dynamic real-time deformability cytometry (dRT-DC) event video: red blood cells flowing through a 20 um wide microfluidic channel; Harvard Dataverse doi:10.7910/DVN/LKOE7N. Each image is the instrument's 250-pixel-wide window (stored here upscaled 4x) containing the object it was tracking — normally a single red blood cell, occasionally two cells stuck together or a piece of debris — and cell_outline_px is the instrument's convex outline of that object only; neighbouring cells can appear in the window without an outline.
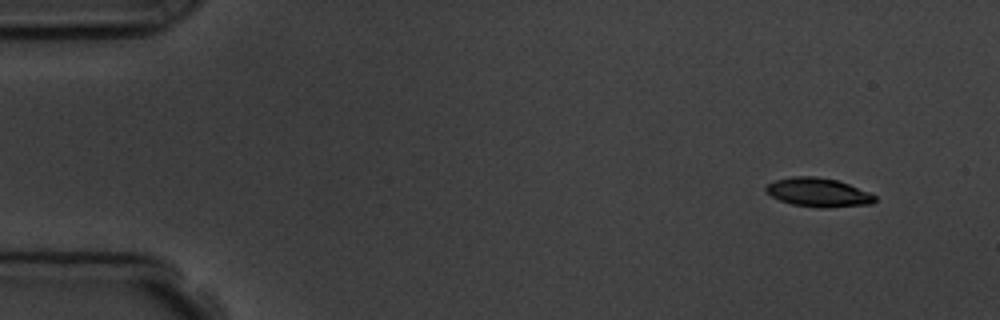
{"species": "common noctule bat (a hibernating species)", "species_latin": "Nyctalus noctula", "temperature_condition": "room temperature", "stored_images_in_passage": 4, "camera_frame_rate_fps": 3000, "um_per_image_px": 0.085, "animal": {"sex": "male", "body_mass_g": 19.5, "forearm_length_mm": 54.6}, "frame": {"image": 1, "passage_image": 1, "time_ms": 0.0, "image_size_px": [1000, 320], "cell_outline_px": [[876, 200], [872, 204], [828, 208], [820, 208], [792, 204], [780, 200], [764, 192], [764, 188], [768, 184], [776, 180], [792, 176], [816, 176], [836, 180], [848, 184], [868, 192], [876, 196]], "centroid_in_image_um": [69.54, 16.36], "position_along_channel_um": 15.5, "area_um2": 18.32}}
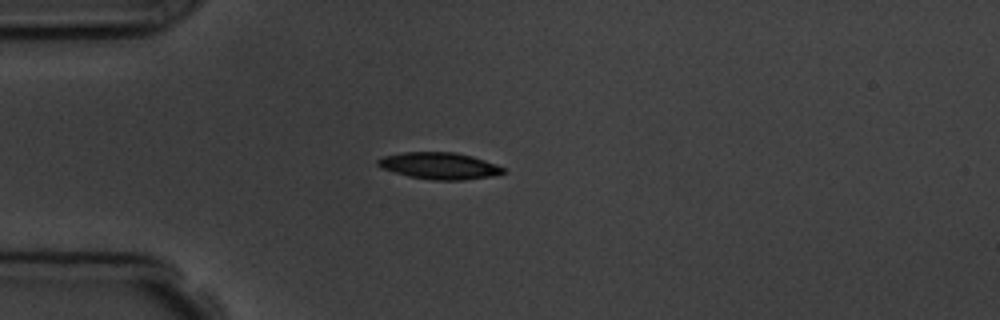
{"frame": {"image": 2, "passage_image": 4, "time_ms": 3.333, "image_size_px": [1000, 320], "cell_outline_px": [[508, 172], [492, 176], [464, 180], [432, 180], [408, 176], [380, 168], [376, 164], [376, 160], [384, 156], [404, 152], [456, 152], [472, 156], [496, 164], [504, 168]], "centroid_in_image_um": [37.35, 14.09], "position_along_channel_um": 47.7, "area_um2": 19.65}}